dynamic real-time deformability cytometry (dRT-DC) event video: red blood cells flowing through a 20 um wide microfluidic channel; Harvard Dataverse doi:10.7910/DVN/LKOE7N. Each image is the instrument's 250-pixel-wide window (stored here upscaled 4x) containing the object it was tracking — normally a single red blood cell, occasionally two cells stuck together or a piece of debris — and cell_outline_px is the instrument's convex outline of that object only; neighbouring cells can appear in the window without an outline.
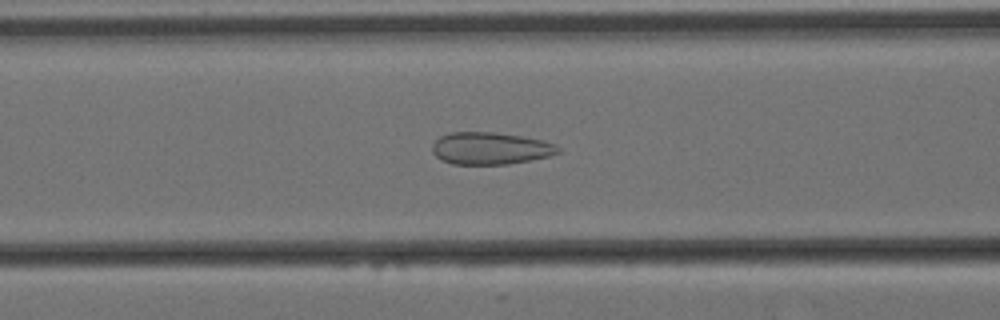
{"species": "Egyptian fruit bat (a non-hibernating species)", "species_latin": "Rousettus aegyptiacus", "temperature_condition": "cold", "stored_images_in_passage": 57, "camera_frame_rate_fps": 3000, "um_per_image_px": 0.085, "animal": {"sex": "female"}, "frame": {"image": 1, "passage_image": 22, "time_ms": 7.0, "image_size_px": [1000, 320], "cell_outline_px": [[560, 152], [548, 156], [508, 164], [452, 164], [436, 156], [432, 152], [432, 144], [440, 136], [448, 132], [492, 132], [520, 136], [544, 140], [556, 144], [560, 148]], "centroid_in_image_um": [41.67, 12.6], "position_along_channel_um": 124.9, "area_um2": 23.52}}
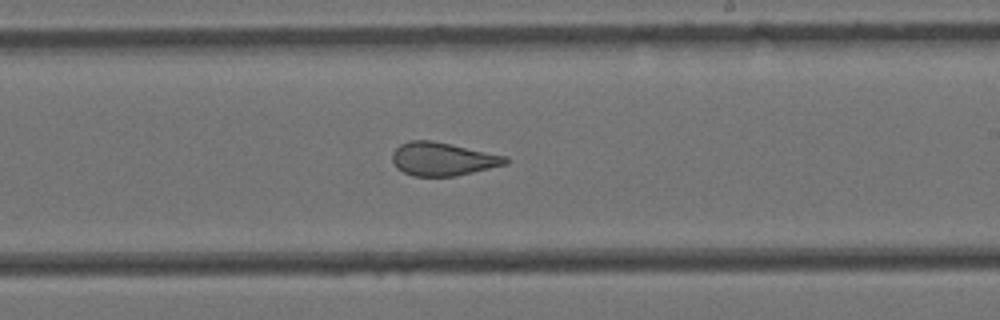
{"frame": {"image": 2, "passage_image": 33, "time_ms": 10.667, "image_size_px": [1000, 320], "cell_outline_px": [[508, 164], [456, 176], [412, 176], [396, 168], [392, 160], [392, 152], [400, 144], [408, 140], [432, 140], [508, 156]], "centroid_in_image_um": [37.63, 13.51], "position_along_channel_um": 251.4, "area_um2": 22.14}}
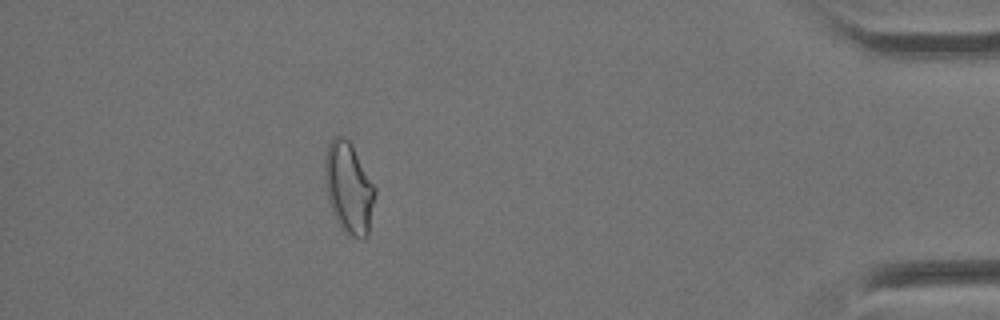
{"frame": {"image": 3, "passage_image": 51, "time_ms": 16.667, "image_size_px": [1000, 320], "cell_outline_px": [[376, 192], [368, 236], [364, 240], [360, 240], [344, 232], [336, 220], [332, 212], [328, 200], [324, 180], [324, 160], [328, 144], [332, 136], [344, 136], [352, 144], [376, 188]], "centroid_in_image_um": [29.64, 15.98], "position_along_channel_um": 405.6, "area_um2": 27.11}, "authors_computed_cell_mechanics": {"area_um2": 25.0852, "velocity_mm_per_s": 3.4533, "shape_relaxation_time_tau1_ms": null, "shape_relaxation_time_tau2_ms": 1.2489, "deformation_change_tau1": null, "deformation_change_tau2": 0.0867}}